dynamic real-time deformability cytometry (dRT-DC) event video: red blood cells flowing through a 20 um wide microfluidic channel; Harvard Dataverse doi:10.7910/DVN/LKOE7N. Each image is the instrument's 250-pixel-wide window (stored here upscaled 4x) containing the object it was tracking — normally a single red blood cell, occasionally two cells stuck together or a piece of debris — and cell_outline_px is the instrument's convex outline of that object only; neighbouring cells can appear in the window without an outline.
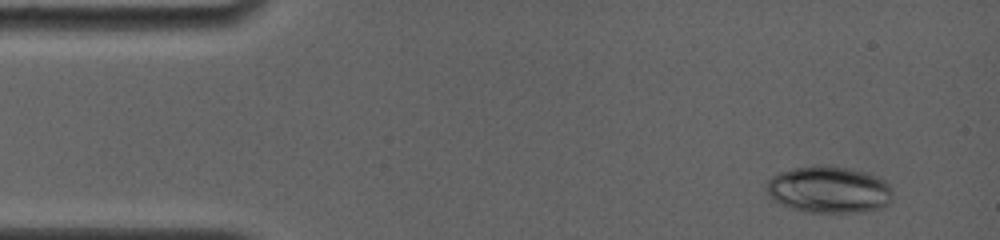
{"species": "common noctule bat (a hibernating species)", "species_latin": "Nyctalus noctula", "temperature_condition": "room temperature", "stored_images_in_passage": 33, "camera_frame_rate_fps": 4000, "um_per_image_px": 0.085, "animal": {"sex": "female", "body_mass_g": 19.0, "forearm_length_mm": 56.7}, "frame": {"image": 1, "passage_image": 5, "time_ms": 1.0, "image_size_px": [1000, 240], "cell_outline_px": [[888, 204], [880, 208], [844, 212], [816, 212], [792, 208], [776, 200], [768, 192], [768, 180], [772, 176], [780, 172], [792, 168], [812, 164], [848, 168], [880, 176], [888, 184]], "centroid_in_image_um": [70.43, 16.08], "position_along_channel_um": 14.6, "area_um2": 33.47}}
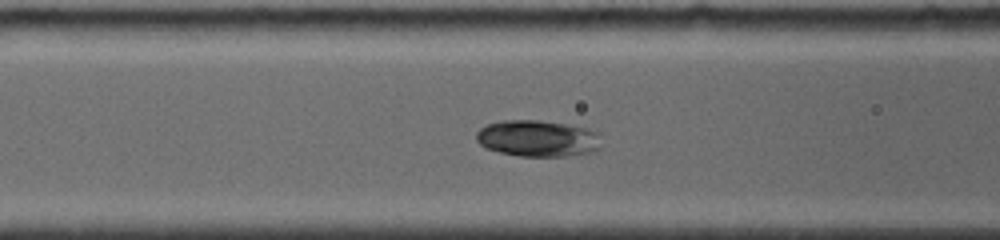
{"frame": {"image": 2, "passage_image": 21, "time_ms": 6.25, "image_size_px": [1000, 240], "cell_outline_px": [[600, 148], [596, 152], [568, 156], [520, 156], [500, 152], [484, 148], [476, 140], [476, 132], [480, 128], [488, 124], [504, 120], [536, 120], [564, 124], [584, 128], [600, 132]], "centroid_in_image_um": [45.72, 11.78], "position_along_channel_um": 120.9, "area_um2": 26.7}}
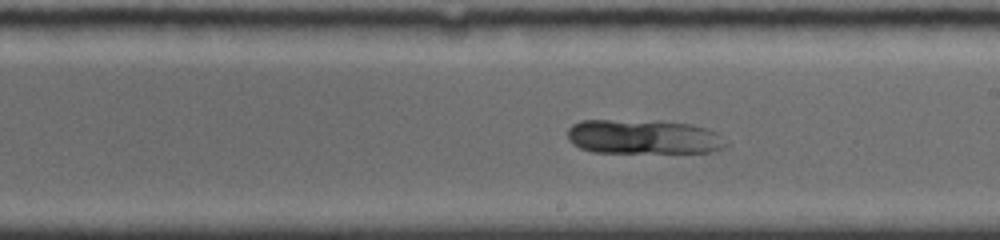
{"frame": {"image": 3, "passage_image": 29, "time_ms": 9.25, "image_size_px": [1000, 240], "cell_outline_px": [[728, 144], [724, 148], [712, 152], [592, 152], [580, 148], [572, 144], [568, 140], [568, 128], [572, 124], [580, 120], [608, 120], [692, 124], [708, 128], [716, 132]], "centroid_in_image_um": [54.66, 11.65], "position_along_channel_um": 234.3, "area_um2": 31.5}}